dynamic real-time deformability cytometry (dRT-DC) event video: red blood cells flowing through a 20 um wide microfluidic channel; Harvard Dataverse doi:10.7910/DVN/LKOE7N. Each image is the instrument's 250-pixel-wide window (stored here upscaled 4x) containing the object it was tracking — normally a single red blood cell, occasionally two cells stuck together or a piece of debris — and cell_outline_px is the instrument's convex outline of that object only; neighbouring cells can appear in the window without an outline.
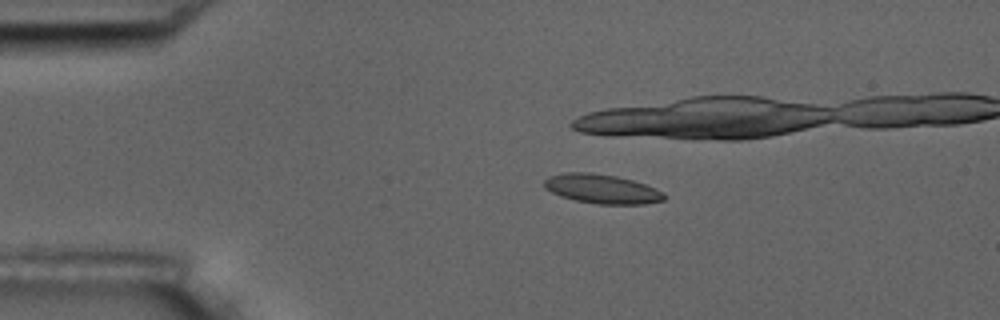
{"species": "common noctule bat (a hibernating species)", "species_latin": "Nyctalus noctula", "temperature_condition": "room temperature", "stored_images_in_passage": 6, "camera_frame_rate_fps": 3000, "um_per_image_px": 0.085, "animal": {"sex": "male", "body_mass_g": 17.5, "forearm_length_mm": 52.3}, "frame": {"image": 1, "passage_image": 3, "time_ms": 3.333, "image_size_px": [1000, 320], "cell_outline_px": [[664, 200], [644, 204], [596, 204], [576, 200], [560, 196], [544, 188], [544, 180], [548, 176], [564, 172], [592, 172], [616, 176], [632, 180], [656, 188], [664, 192]], "centroid_in_image_um": [51.14, 16.05], "position_along_channel_um": 33.9, "area_um2": 20.52}}